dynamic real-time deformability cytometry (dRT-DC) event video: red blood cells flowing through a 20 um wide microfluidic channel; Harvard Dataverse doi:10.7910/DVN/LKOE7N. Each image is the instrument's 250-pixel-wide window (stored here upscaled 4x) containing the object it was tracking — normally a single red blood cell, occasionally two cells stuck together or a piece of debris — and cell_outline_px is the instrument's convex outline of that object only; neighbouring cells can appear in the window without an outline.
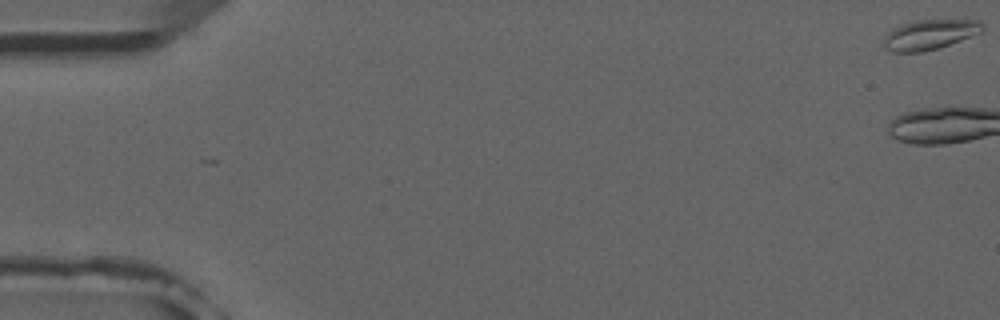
{"species": "common noctule bat (a hibernating species)", "species_latin": "Nyctalus noctula", "temperature_condition": "room temperature", "stored_images_in_passage": 6, "camera_frame_rate_fps": 3000, "um_per_image_px": 0.085, "animal": {"sex": "male", "forearm_length_mm": 52.5}, "frame": {"image": 1, "passage_image": 1, "time_ms": 0.0, "image_size_px": [1000, 320], "cell_outline_px": [[984, 28], [980, 32], [960, 40], [936, 48], [920, 52], [892, 52], [884, 48], [884, 36], [888, 32], [900, 24], [916, 20], [984, 20]], "centroid_in_image_um": [79.01, 2.92], "position_along_channel_um": 6.0, "area_um2": 17.11}}